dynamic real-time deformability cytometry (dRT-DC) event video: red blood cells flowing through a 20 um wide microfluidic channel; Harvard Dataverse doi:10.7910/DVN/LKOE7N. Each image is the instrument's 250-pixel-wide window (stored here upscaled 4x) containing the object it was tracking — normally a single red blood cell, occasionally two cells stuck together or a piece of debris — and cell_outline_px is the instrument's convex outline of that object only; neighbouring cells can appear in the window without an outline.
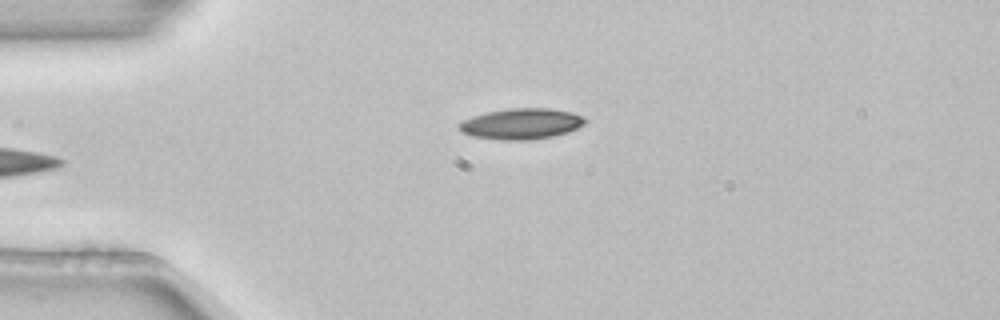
{"species": "common noctule bat (a hibernating species)", "species_latin": "Nyctalus noctula", "temperature_condition": "room temperature", "stored_images_in_passage": 5, "camera_frame_rate_fps": 3000, "um_per_image_px": 0.085, "animal": {"sex": "female", "body_mass_g": 22.7, "forearm_length_mm": 54.2}, "frame": {"image": 1, "passage_image": 5, "time_ms": 1.333, "image_size_px": [1000, 320], "cell_outline_px": [[588, 120], [584, 124], [568, 132], [552, 136], [532, 140], [500, 140], [472, 136], [460, 132], [456, 124], [472, 116], [488, 112], [512, 108], [548, 108], [572, 112]], "centroid_in_image_um": [44.28, 10.53], "position_along_channel_um": 40.7, "area_um2": 22.66}}